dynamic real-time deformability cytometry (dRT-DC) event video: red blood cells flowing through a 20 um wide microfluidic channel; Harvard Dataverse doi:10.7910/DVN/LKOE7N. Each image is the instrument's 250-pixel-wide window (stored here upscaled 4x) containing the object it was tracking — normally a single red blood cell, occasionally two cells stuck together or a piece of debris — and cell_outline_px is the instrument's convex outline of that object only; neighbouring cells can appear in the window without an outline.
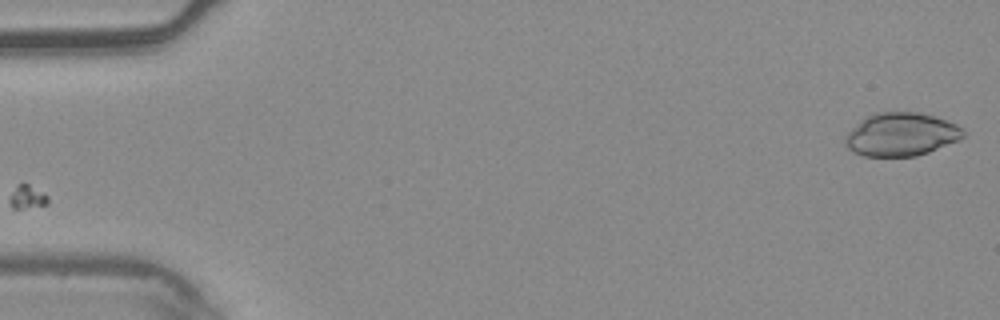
{"species": "common noctule bat (a hibernating species)", "species_latin": "Nyctalus noctula", "temperature_condition": "warm", "stored_images_in_passage": 4, "camera_frame_rate_fps": 3000, "um_per_image_px": 0.085, "animal": {"sex": "male", "body_mass_g": 20.4}, "frame": {"image": 1, "passage_image": 4, "time_ms": 1.0, "image_size_px": [1000, 320], "cell_outline_px": [[964, 136], [960, 140], [928, 152], [916, 156], [864, 156], [852, 152], [844, 144], [844, 136], [864, 116], [876, 112], [920, 112], [956, 124], [964, 128]], "centroid_in_image_um": [76.57, 11.42], "position_along_channel_um": 8.4, "area_um2": 29.94}}